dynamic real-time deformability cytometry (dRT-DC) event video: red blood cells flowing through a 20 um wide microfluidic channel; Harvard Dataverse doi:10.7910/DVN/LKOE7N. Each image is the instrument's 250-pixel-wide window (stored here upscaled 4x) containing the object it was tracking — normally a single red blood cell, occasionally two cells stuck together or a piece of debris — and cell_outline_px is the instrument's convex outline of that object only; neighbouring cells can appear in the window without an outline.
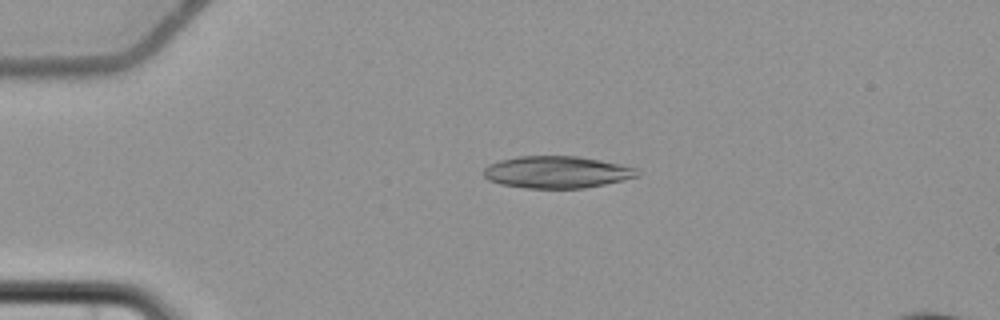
{"species": "common noctule bat (a hibernating species)", "species_latin": "Nyctalus noctula", "temperature_condition": "cold", "stored_images_in_passage": 2, "camera_frame_rate_fps": 3000, "um_per_image_px": 0.085, "animal": {"sex": "female", "body_mass_g": 22.7, "forearm_length_mm": 54.2}, "frame": {"image": 1, "passage_image": 1, "time_ms": 0.0, "image_size_px": [1000, 320], "cell_outline_px": [[640, 176], [604, 184], [584, 188], [528, 188], [500, 184], [488, 180], [484, 176], [484, 168], [488, 164], [500, 160], [516, 156], [580, 156], [620, 164], [636, 168], [640, 172]], "centroid_in_image_um": [47.32, 14.62], "position_along_channel_um": 37.7, "area_um2": 28.73}}